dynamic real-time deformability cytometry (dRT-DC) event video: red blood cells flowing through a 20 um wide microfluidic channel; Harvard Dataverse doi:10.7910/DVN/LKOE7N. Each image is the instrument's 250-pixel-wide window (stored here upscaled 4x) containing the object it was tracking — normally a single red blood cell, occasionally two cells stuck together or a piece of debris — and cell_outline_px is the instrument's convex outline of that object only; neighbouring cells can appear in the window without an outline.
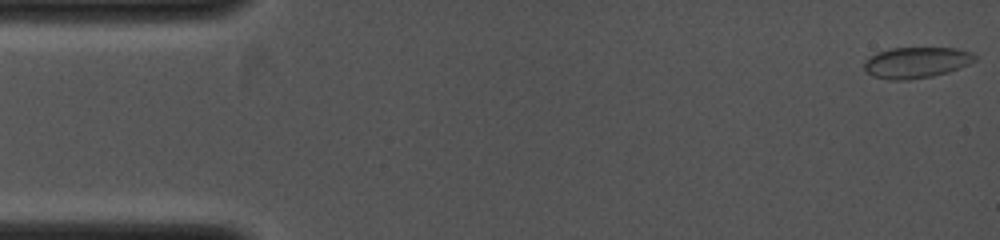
{"species": "common noctule bat (a hibernating species)", "species_latin": "Nyctalus noctula", "temperature_condition": "cold", "stored_images_in_passage": 25, "camera_frame_rate_fps": 4000, "um_per_image_px": 0.085, "animal": {"sex": "female", "body_mass_g": 19.0, "forearm_length_mm": 53.3}, "frame": {"image": 1, "passage_image": 1, "time_ms": 0.0, "image_size_px": [1000, 240], "cell_outline_px": [[976, 60], [968, 64], [948, 72], [932, 76], [908, 80], [888, 80], [872, 76], [864, 72], [864, 60], [876, 52], [892, 48], [956, 48], [972, 52], [976, 56]], "centroid_in_image_um": [77.84, 5.32], "position_along_channel_um": 7.2, "area_um2": 20.17}}
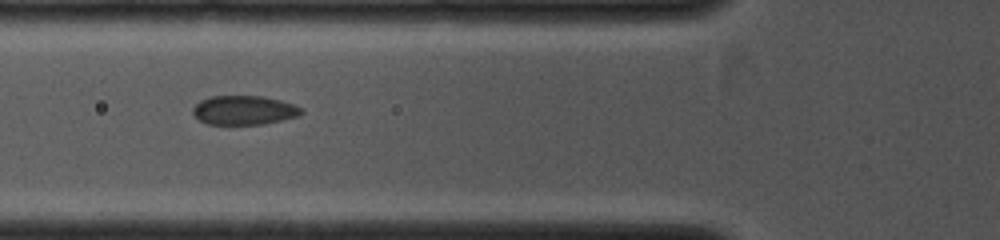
{"frame": {"image": 2, "passage_image": 14, "time_ms": 4.25, "image_size_px": [1000, 240], "cell_outline_px": [[304, 112], [296, 116], [264, 124], [208, 124], [200, 120], [192, 112], [192, 108], [200, 100], [212, 96], [264, 96], [280, 100], [292, 104], [300, 108]], "centroid_in_image_um": [20.71, 9.36], "position_along_channel_um": 105.1, "area_um2": 18.21}}
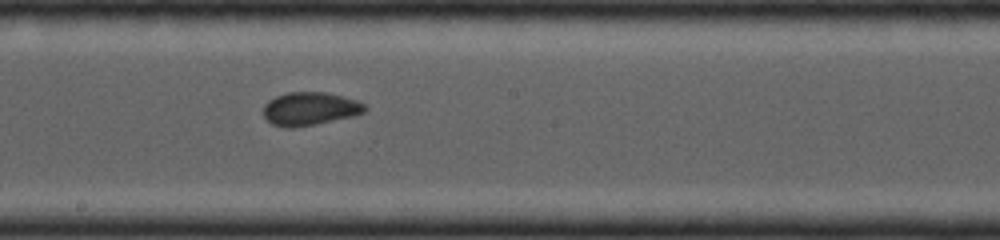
{"frame": {"image": 3, "passage_image": 25, "time_ms": 6.5, "image_size_px": [1000, 240], "cell_outline_px": [[368, 108], [364, 112], [356, 116], [316, 124], [292, 128], [288, 128], [272, 124], [264, 116], [264, 104], [268, 100], [276, 96], [288, 92], [328, 92], [356, 100], [368, 104]], "centroid_in_image_um": [26.39, 9.24], "position_along_channel_um": 221.8, "area_um2": 19.88}}